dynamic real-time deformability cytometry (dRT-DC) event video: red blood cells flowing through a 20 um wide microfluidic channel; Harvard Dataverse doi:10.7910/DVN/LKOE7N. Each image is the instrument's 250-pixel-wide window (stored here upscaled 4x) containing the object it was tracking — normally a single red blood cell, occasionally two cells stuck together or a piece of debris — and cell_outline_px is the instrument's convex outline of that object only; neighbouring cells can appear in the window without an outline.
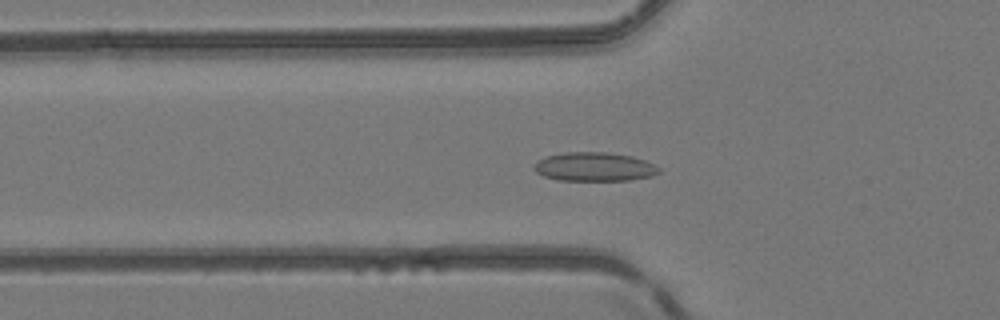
{"species": "common noctule bat (a hibernating species)", "species_latin": "Nyctalus noctula", "temperature_condition": "room temperature", "stored_images_in_passage": 51, "camera_frame_rate_fps": 3000, "um_per_image_px": 0.085, "animal": {"sex": "female", "body_mass_g": 24.6, "forearm_length_mm": 56.2}, "frame": {"image": 1, "passage_image": 18, "time_ms": 5.667, "image_size_px": [1000, 320], "cell_outline_px": [[660, 172], [652, 176], [628, 180], [556, 180], [544, 176], [536, 172], [532, 168], [532, 164], [548, 156], [564, 152], [608, 152], [632, 156], [644, 160], [660, 168]], "centroid_in_image_um": [50.5, 14.17], "position_along_channel_um": 75.3, "area_um2": 20.98}}
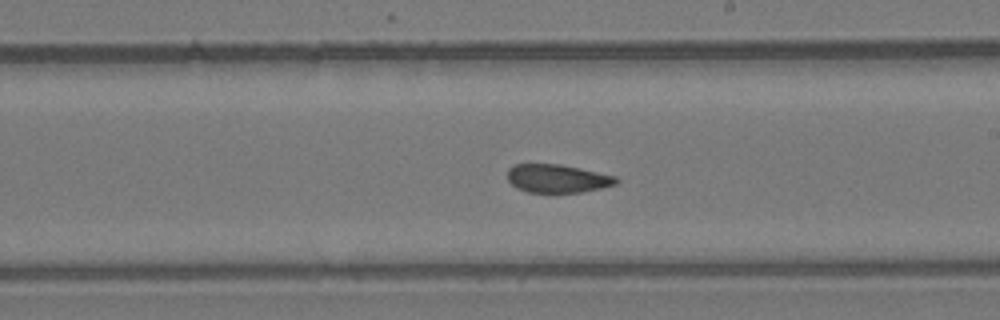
{"frame": {"image": 2, "passage_image": 30, "time_ms": 9.667, "image_size_px": [1000, 320], "cell_outline_px": [[620, 180], [616, 184], [600, 188], [580, 192], [528, 192], [516, 188], [508, 180], [508, 168], [512, 164], [560, 164], [580, 168], [616, 176]], "centroid_in_image_um": [47.36, 15.16], "position_along_channel_um": 241.6, "area_um2": 17.92}}
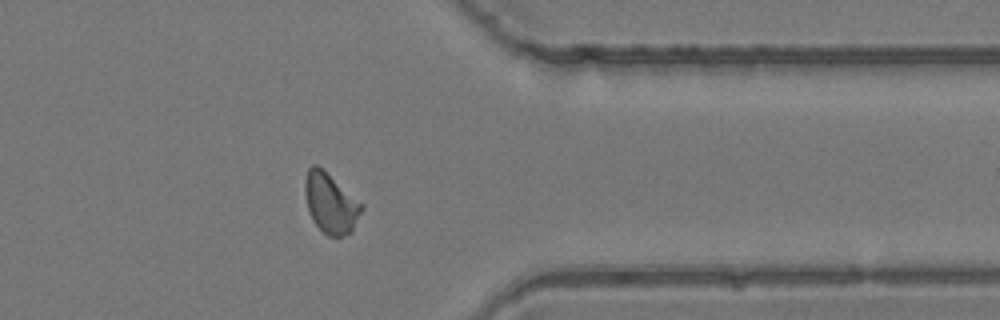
{"frame": {"image": 3, "passage_image": 41, "time_ms": 13.333, "image_size_px": [1000, 320], "cell_outline_px": [[364, 208], [352, 232], [340, 236], [328, 236], [312, 220], [308, 208], [304, 192], [304, 180], [308, 168], [312, 164], [316, 164], [364, 204]], "centroid_in_image_um": [28.11, 17.27], "position_along_channel_um": 383.3, "area_um2": 19.77}, "authors_computed_cell_mechanics": {"area_um2": 19.3052, "velocity_mm_per_s": 4.1374, "shape_relaxation_time_tau1_ms": null, "shape_relaxation_time_tau2_ms": 3.0874, "deformation_change_tau1": null, "deformation_change_tau2": 0.0717}}